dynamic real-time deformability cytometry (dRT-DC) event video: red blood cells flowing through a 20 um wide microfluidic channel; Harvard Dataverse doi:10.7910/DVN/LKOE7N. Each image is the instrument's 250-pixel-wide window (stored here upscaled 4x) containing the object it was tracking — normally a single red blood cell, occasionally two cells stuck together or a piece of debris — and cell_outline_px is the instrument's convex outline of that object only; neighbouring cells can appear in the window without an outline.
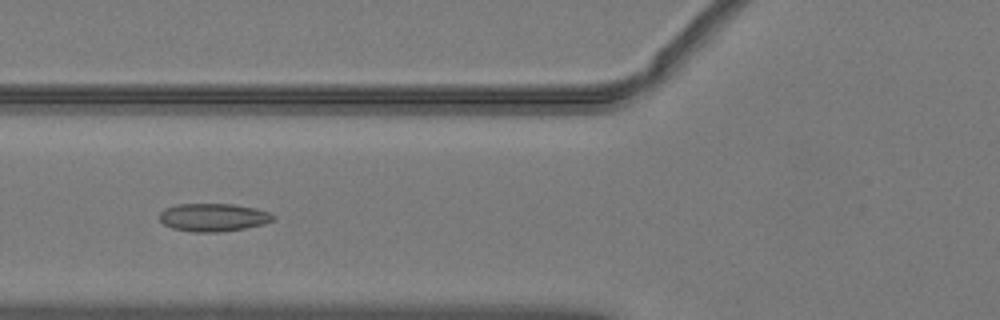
{"species": "common noctule bat (a hibernating species)", "species_latin": "Nyctalus noctula", "temperature_condition": "warm", "stored_images_in_passage": 44, "camera_frame_rate_fps": 3000, "um_per_image_px": 0.085, "animal": {"sex": "male", "body_mass_g": 19.2, "forearm_length_mm": 51.8}, "frame": {"image": 1, "passage_image": 12, "time_ms": 3.667, "image_size_px": [1000, 320], "cell_outline_px": [[276, 220], [264, 224], [244, 228], [220, 232], [196, 232], [172, 228], [164, 224], [160, 220], [160, 212], [164, 208], [176, 204], [232, 204], [256, 208], [268, 212], [276, 216]], "centroid_in_image_um": [18.15, 18.47], "position_along_channel_um": 107.7, "area_um2": 18.61}}
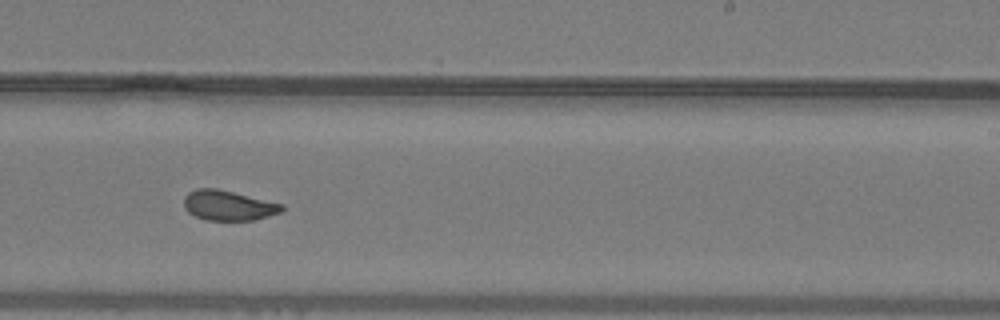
{"frame": {"image": 2, "passage_image": 24, "time_ms": 7.667, "image_size_px": [1000, 320], "cell_outline_px": [[284, 208], [280, 212], [268, 216], [252, 220], [208, 220], [196, 216], [188, 212], [184, 208], [184, 196], [188, 192], [196, 188], [216, 188], [284, 204]], "centroid_in_image_um": [19.39, 17.45], "position_along_channel_um": 269.6, "area_um2": 17.05}}
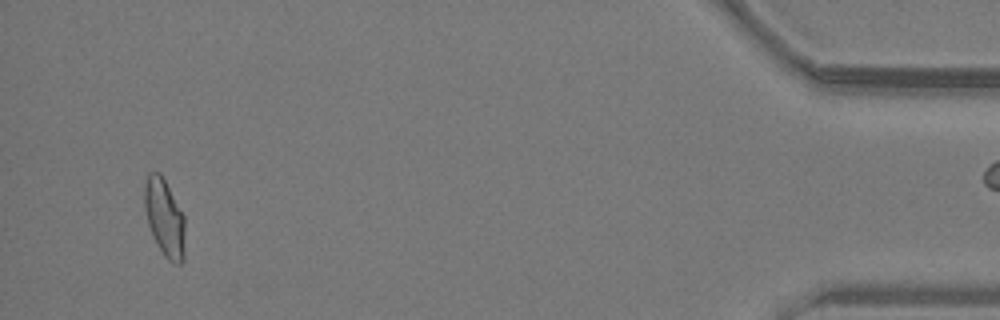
{"frame": {"image": 3, "passage_image": 41, "time_ms": 13.333, "image_size_px": [1000, 320], "cell_outline_px": [[184, 260], [180, 264], [172, 264], [164, 256], [152, 236], [148, 224], [144, 208], [144, 184], [148, 172], [160, 172], [184, 216]], "centroid_in_image_um": [13.97, 18.53], "position_along_channel_um": 421.2, "area_um2": 18.38}}